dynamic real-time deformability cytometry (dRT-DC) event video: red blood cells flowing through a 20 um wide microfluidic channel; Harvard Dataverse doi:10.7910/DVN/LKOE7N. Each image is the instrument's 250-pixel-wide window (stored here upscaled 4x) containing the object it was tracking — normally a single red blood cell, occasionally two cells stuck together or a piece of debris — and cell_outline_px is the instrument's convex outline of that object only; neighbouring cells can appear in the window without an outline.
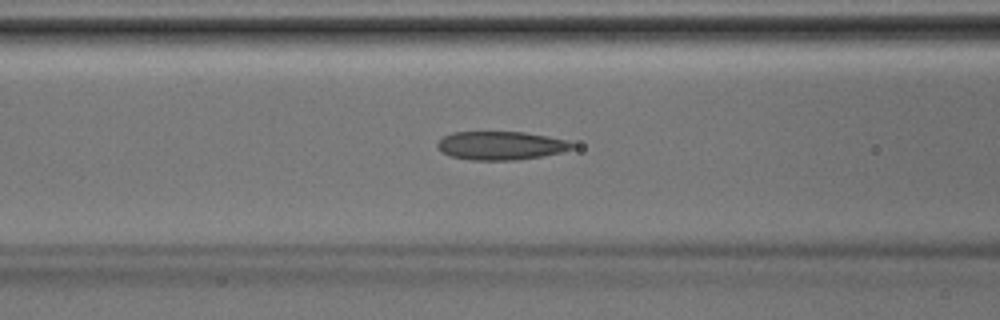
{"species": "Egyptian fruit bat (a non-hibernating species)", "species_latin": "Rousettus aegyptiacus", "temperature_condition": "room temperature", "stored_images_in_passage": 35, "camera_frame_rate_fps": 3000, "um_per_image_px": 0.085, "animal": {"sex": "male"}, "frame": {"image": 1, "passage_image": 11, "time_ms": 3.333, "image_size_px": [1000, 320], "cell_outline_px": [[576, 144], [572, 148], [560, 152], [544, 156], [516, 160], [472, 160], [452, 156], [440, 152], [436, 148], [436, 144], [444, 136], [452, 132], [524, 132], [548, 136], [568, 140]], "centroid_in_image_um": [42.57, 12.37], "position_along_channel_um": 124.0, "area_um2": 22.48}}
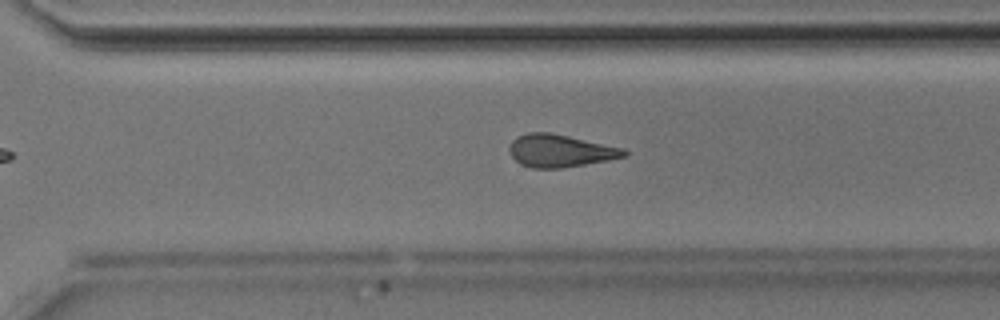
{"frame": {"image": 2, "passage_image": 23, "time_ms": 7.333, "image_size_px": [1000, 320], "cell_outline_px": [[628, 156], [608, 160], [560, 168], [532, 168], [520, 164], [508, 152], [508, 148], [512, 140], [516, 136], [528, 132], [548, 132], [568, 136], [624, 148], [628, 152]], "centroid_in_image_um": [47.59, 12.81], "position_along_channel_um": 323.0, "area_um2": 21.79}}
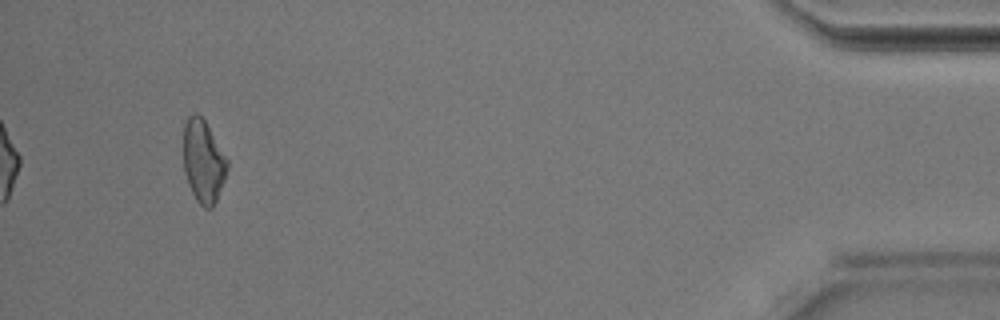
{"frame": {"image": 3, "passage_image": 33, "time_ms": 10.667, "image_size_px": [1000, 320], "cell_outline_px": [[228, 168], [224, 180], [216, 200], [212, 208], [204, 208], [196, 200], [188, 184], [184, 172], [184, 124], [188, 116], [196, 112], [204, 120], [228, 160]], "centroid_in_image_um": [17.27, 13.72], "position_along_channel_um": 417.9, "area_um2": 20.92}}